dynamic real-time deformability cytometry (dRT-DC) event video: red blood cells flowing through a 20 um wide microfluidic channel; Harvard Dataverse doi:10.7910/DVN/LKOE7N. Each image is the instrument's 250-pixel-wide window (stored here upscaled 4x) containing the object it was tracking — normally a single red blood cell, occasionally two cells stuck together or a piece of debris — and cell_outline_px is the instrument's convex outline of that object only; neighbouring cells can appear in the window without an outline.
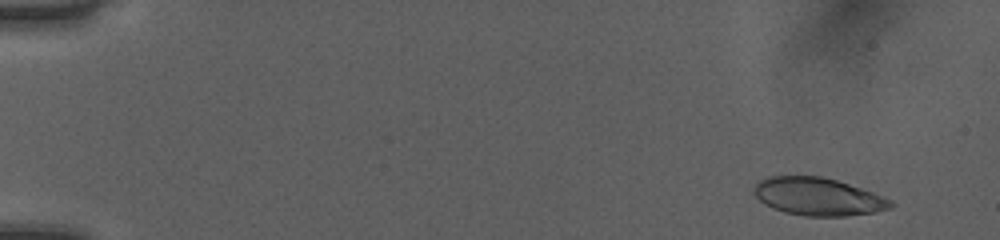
{"species": "human", "species_latin": "Homo sapiens", "temperature_condition": "room temperature", "stored_images_in_passage": 51, "camera_frame_rate_fps": 3000, "um_per_image_px": 0.085, "donor": {"sex": "female"}, "frame": {"image": 1, "passage_image": 4, "time_ms": 1.0, "image_size_px": [1000, 240], "cell_outline_px": [[896, 204], [892, 208], [872, 212], [844, 216], [804, 216], [784, 212], [772, 208], [764, 204], [752, 192], [756, 184], [760, 180], [768, 176], [820, 176], [836, 180], [872, 192], [892, 200]], "centroid_in_image_um": [69.52, 16.72], "position_along_channel_um": 15.5, "area_um2": 30.0}}
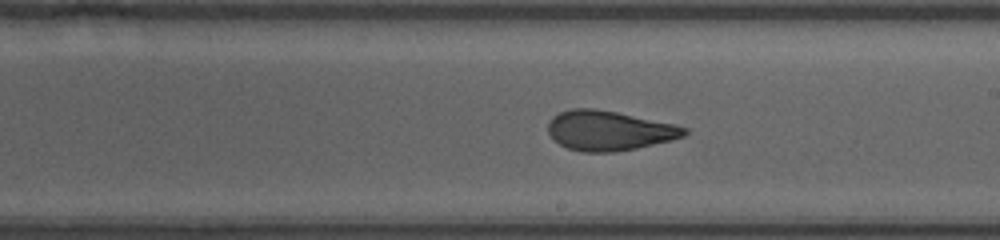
{"frame": {"image": 2, "passage_image": 31, "time_ms": 10.0, "image_size_px": [1000, 240], "cell_outline_px": [[688, 132], [684, 136], [672, 140], [636, 148], [612, 152], [584, 152], [568, 148], [560, 144], [548, 132], [548, 124], [552, 116], [560, 112], [572, 108], [592, 108], [616, 112], [676, 124], [688, 128]], "centroid_in_image_um": [51.79, 11.09], "position_along_channel_um": 237.2, "area_um2": 31.44}}
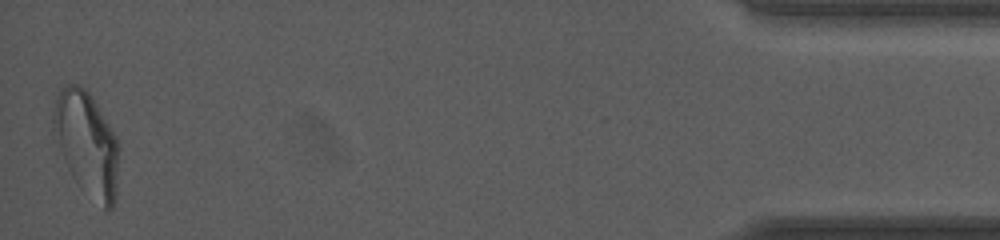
{"frame": {"image": 3, "passage_image": 51, "time_ms": 16.667, "image_size_px": [1000, 240], "cell_outline_px": [[116, 200], [112, 208], [108, 212], [72, 176], [64, 160], [52, 132], [52, 112], [56, 96], [60, 88], [64, 84], [80, 84], [92, 96], [116, 136]], "centroid_in_image_um": [7.32, 12.13], "position_along_channel_um": 427.9, "area_um2": 39.02}, "authors_computed_cell_mechanics": {"area_um2": 31.79, "velocity_mm_per_s": 4.0581, "shape_relaxation_time_tau1_ms": 7.4032, "shape_relaxation_time_tau2_ms": 1.2096, "deformation_change_tau1": 0.2002, "deformation_change_tau2": 0.0785}}